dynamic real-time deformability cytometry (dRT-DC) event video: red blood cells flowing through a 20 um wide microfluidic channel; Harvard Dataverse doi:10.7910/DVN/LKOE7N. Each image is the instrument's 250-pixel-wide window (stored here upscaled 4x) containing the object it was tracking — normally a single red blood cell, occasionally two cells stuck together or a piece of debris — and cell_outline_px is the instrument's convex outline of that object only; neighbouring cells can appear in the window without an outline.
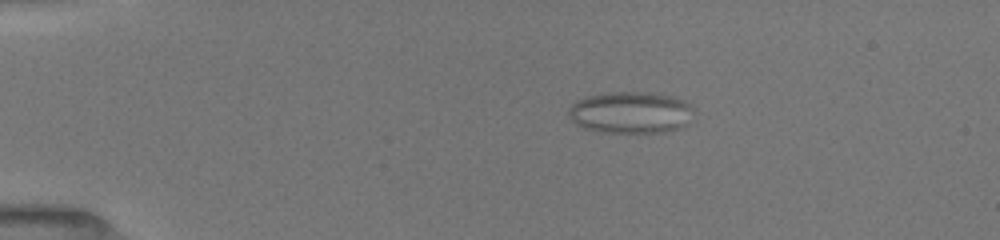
{"species": "common noctule bat (a hibernating species)", "species_latin": "Nyctalus noctula", "temperature_condition": "room temperature", "stored_images_in_passage": 54, "camera_frame_rate_fps": 3000, "um_per_image_px": 0.085, "animal": {"sex": "female", "body_mass_g": 19.5, "forearm_length_mm": 54.1}, "frame": {"image": 1, "passage_image": 11, "time_ms": 3.333, "image_size_px": [1000, 240], "cell_outline_px": [[688, 108], [680, 124], [676, 128], [664, 132], [600, 132], [584, 128], [576, 124], [572, 120], [568, 112], [568, 108], [572, 104], [588, 96], [616, 92], [652, 92], [672, 96], [688, 104]], "centroid_in_image_um": [53.44, 9.55], "position_along_channel_um": 31.6, "area_um2": 29.13}}
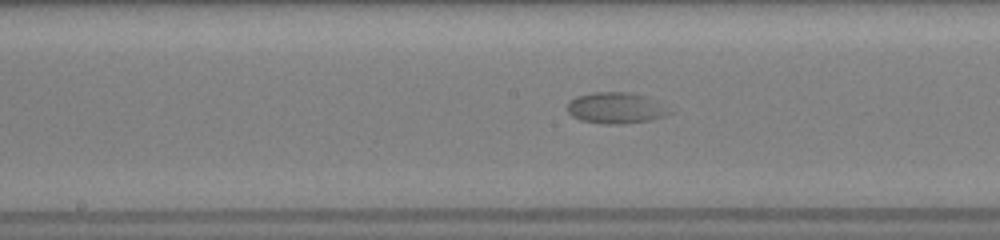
{"frame": {"image": 2, "passage_image": 29, "time_ms": 9.333, "image_size_px": [1000, 240], "cell_outline_px": [[672, 112], [648, 120], [624, 124], [608, 124], [580, 120], [572, 116], [568, 112], [568, 104], [576, 96], [592, 92], [632, 92], [644, 96]], "centroid_in_image_um": [52.25, 9.17], "position_along_channel_um": 195.9, "area_um2": 17.98}}
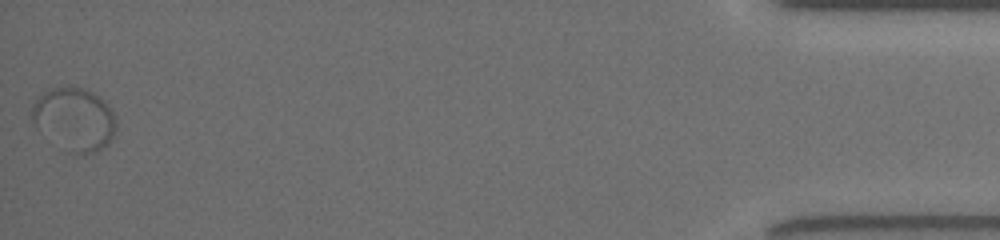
{"frame": {"image": 3, "passage_image": 54, "time_ms": 17.667, "image_size_px": [1000, 240], "cell_outline_px": [[116, 128], [108, 144], [96, 152], [72, 156], [36, 128], [32, 120], [32, 104], [36, 96], [52, 88], [68, 84], [84, 88], [92, 92], [104, 100], [112, 108], [116, 116]], "centroid_in_image_um": [6.32, 10.12], "position_along_channel_um": 428.9, "area_um2": 31.73}}